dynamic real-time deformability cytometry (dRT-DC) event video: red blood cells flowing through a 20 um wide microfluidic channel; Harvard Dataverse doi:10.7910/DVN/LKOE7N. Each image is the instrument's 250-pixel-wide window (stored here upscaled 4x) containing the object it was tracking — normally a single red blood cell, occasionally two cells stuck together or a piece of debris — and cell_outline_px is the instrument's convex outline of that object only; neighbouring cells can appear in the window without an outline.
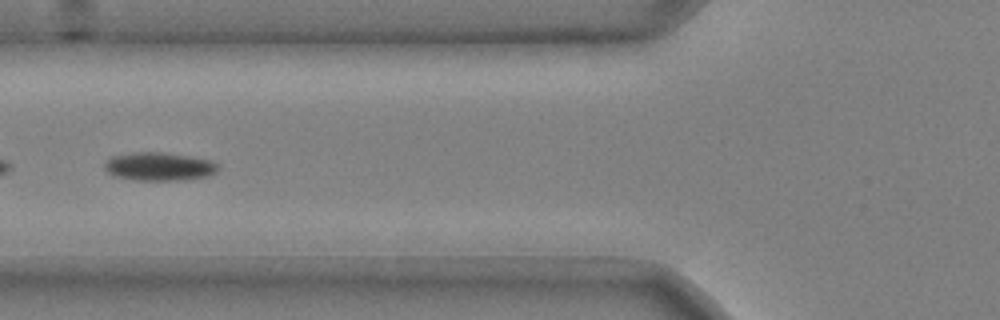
{"species": "common noctule bat (a hibernating species)", "species_latin": "Nyctalus noctula", "temperature_condition": "cold", "stored_images_in_passage": 52, "segment_of_instrument_passage": [2, 2], "camera_frame_rate_fps": 3000, "um_per_image_px": 0.085, "animal": {"sex": "male", "body_mass_g": 20.4}, "frame": {"image": 1, "passage_image": 20, "time_ms": 6.333, "image_size_px": [1000, 320], "cell_outline_px": [[220, 168], [216, 172], [208, 176], [184, 180], [132, 180], [112, 176], [104, 168], [104, 160], [112, 156], [132, 152], [160, 152], [188, 156], [212, 160], [220, 164]], "centroid_in_image_um": [13.52, 14.16], "position_along_channel_um": 112.3, "area_um2": 19.07}}
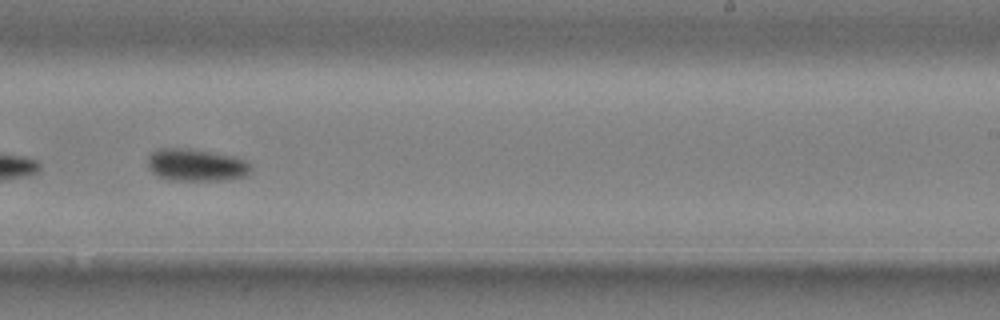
{"frame": {"image": 2, "passage_image": 33, "time_ms": 10.667, "image_size_px": [1000, 320], "cell_outline_px": [[252, 168], [248, 176], [228, 180], [168, 180], [156, 176], [148, 168], [148, 156], [156, 148], [188, 148], [236, 156], [244, 160]], "centroid_in_image_um": [16.66, 14.03], "position_along_channel_um": 272.3, "area_um2": 19.77}}
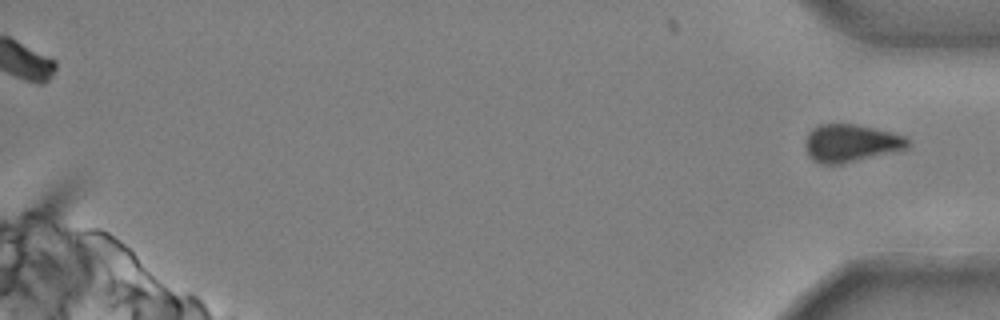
{"frame": {"image": 3, "passage_image": 52, "time_ms": 17.0, "image_size_px": [1000, 320], "cell_outline_px": [[912, 144], [908, 148], [840, 164], [820, 164], [812, 160], [808, 156], [804, 144], [804, 140], [808, 132], [816, 124], [856, 124], [904, 136]], "centroid_in_image_um": [72.25, 12.16], "position_along_channel_um": 363.0, "area_um2": 22.48}}